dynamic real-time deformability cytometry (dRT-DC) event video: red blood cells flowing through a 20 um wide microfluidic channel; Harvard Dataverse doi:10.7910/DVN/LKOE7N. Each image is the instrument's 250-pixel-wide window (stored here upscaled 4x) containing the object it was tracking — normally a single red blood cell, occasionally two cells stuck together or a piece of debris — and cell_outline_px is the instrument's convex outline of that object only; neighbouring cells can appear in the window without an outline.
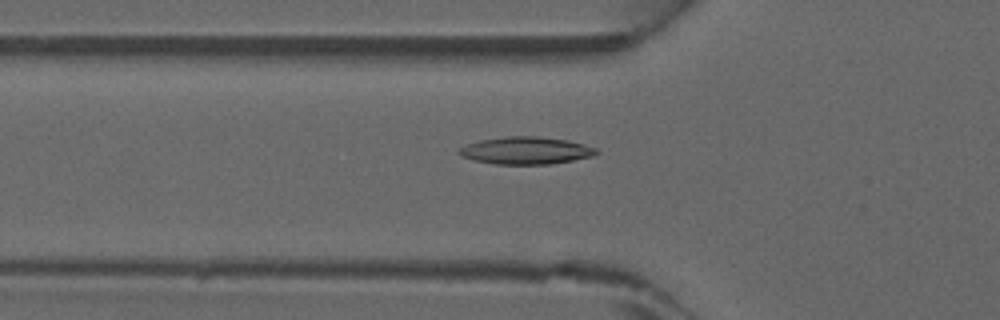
{"species": "common noctule bat (a hibernating species)", "species_latin": "Nyctalus noctula", "temperature_condition": "warm", "stored_images_in_passage": 45, "camera_frame_rate_fps": 3000, "um_per_image_px": 0.085, "animal": {"sex": "male", "forearm_length_mm": 52.5}, "frame": {"image": 1, "passage_image": 16, "time_ms": 5.0, "image_size_px": [1000, 320], "cell_outline_px": [[600, 152], [592, 156], [552, 164], [496, 164], [472, 160], [460, 156], [456, 152], [460, 148], [468, 144], [480, 140], [504, 136], [536, 136], [568, 140], [584, 144], [596, 148]], "centroid_in_image_um": [44.68, 12.79], "position_along_channel_um": 81.1, "area_um2": 21.96}}
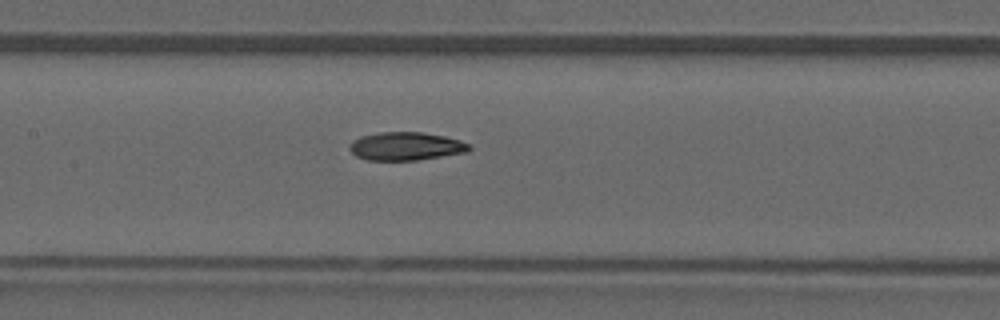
{"frame": {"image": 2, "passage_image": 22, "time_ms": 7.0, "image_size_px": [1000, 320], "cell_outline_px": [[472, 148], [468, 152], [416, 160], [368, 160], [356, 156], [348, 148], [352, 140], [360, 136], [380, 132], [420, 132], [444, 136], [460, 140], [472, 144]], "centroid_in_image_um": [34.51, 12.43], "position_along_channel_um": 172.9, "area_um2": 19.77}}
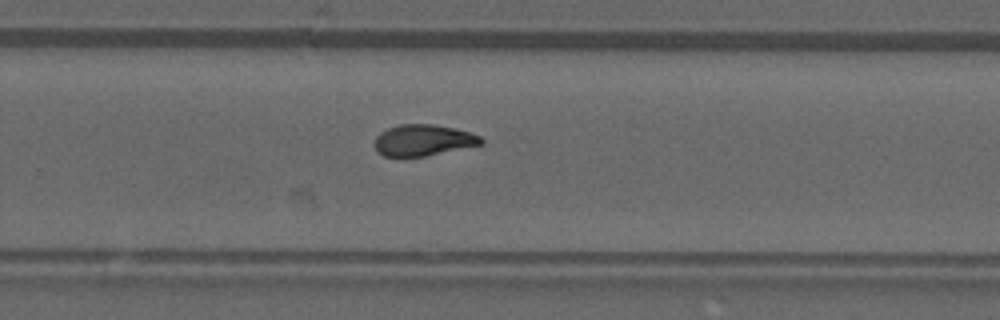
{"frame": {"image": 3, "passage_image": 30, "time_ms": 9.667, "image_size_px": [1000, 320], "cell_outline_px": [[484, 144], [404, 160], [384, 156], [376, 152], [376, 136], [380, 132], [388, 128], [400, 124], [432, 124], [452, 128], [468, 132], [480, 136], [484, 140]], "centroid_in_image_um": [35.93, 11.96], "position_along_channel_um": 293.9, "area_um2": 19.77}}